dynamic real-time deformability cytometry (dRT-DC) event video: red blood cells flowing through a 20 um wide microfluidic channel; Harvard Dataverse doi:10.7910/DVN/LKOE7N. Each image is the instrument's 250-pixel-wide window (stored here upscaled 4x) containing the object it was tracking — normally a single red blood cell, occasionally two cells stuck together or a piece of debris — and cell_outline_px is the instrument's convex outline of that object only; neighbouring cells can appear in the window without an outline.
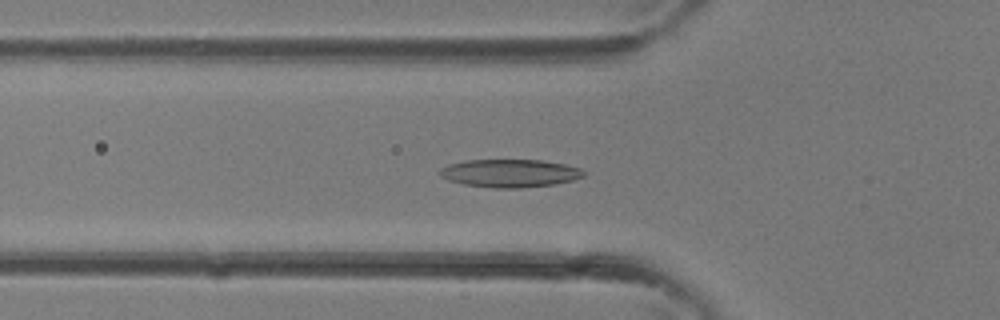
{"species": "common noctule bat (a hibernating species)", "species_latin": "Nyctalus noctula", "temperature_condition": "room temperature", "stored_images_in_passage": 37, "camera_frame_rate_fps": 3000, "um_per_image_px": 0.085, "animal": {"sex": "female"}, "frame": {"image": 1, "passage_image": 13, "time_ms": 4.0, "image_size_px": [1000, 320], "cell_outline_px": [[584, 176], [572, 180], [556, 184], [520, 188], [492, 188], [464, 184], [448, 180], [440, 176], [436, 172], [440, 168], [448, 164], [464, 160], [540, 160], [564, 164], [580, 168], [584, 172]], "centroid_in_image_um": [43.28, 14.72], "position_along_channel_um": 82.5, "area_um2": 23.58}}
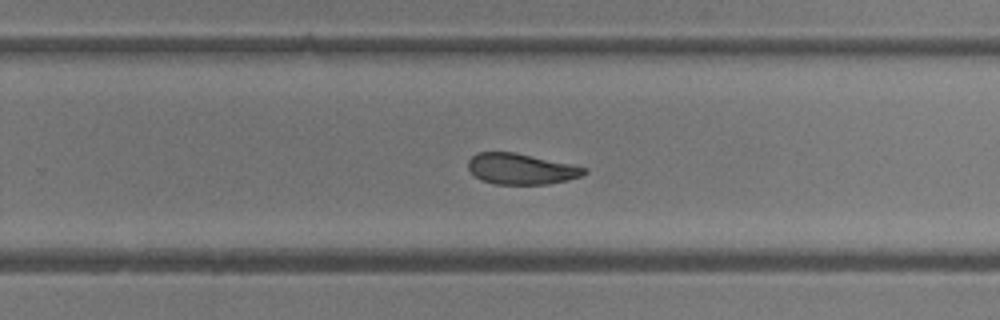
{"frame": {"image": 2, "passage_image": 24, "time_ms": 7.667, "image_size_px": [1000, 320], "cell_outline_px": [[588, 172], [580, 176], [568, 180], [548, 184], [496, 184], [480, 180], [468, 168], [468, 160], [476, 152], [516, 152], [572, 164], [588, 168]], "centroid_in_image_um": [44.31, 14.35], "position_along_channel_um": 285.5, "area_um2": 20.98}}
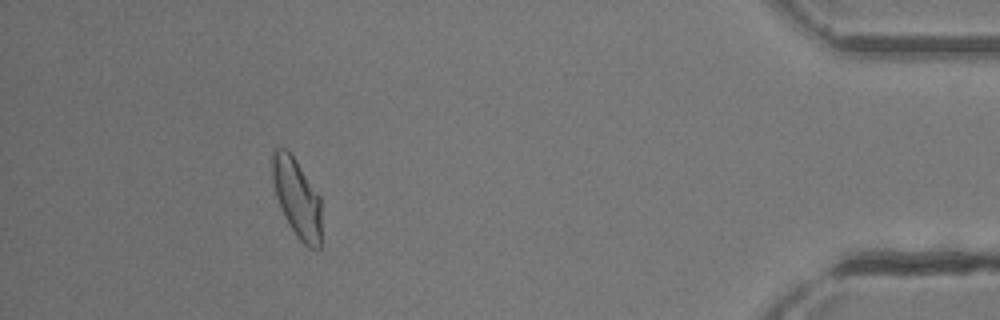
{"frame": {"image": 3, "passage_image": 34, "time_ms": 11.0, "image_size_px": [1000, 320], "cell_outline_px": [[320, 248], [308, 248], [296, 236], [288, 224], [280, 208], [276, 196], [272, 180], [272, 148], [284, 148], [296, 160], [320, 196]], "centroid_in_image_um": [25.22, 16.82], "position_along_channel_um": 410.0, "area_um2": 22.48}}